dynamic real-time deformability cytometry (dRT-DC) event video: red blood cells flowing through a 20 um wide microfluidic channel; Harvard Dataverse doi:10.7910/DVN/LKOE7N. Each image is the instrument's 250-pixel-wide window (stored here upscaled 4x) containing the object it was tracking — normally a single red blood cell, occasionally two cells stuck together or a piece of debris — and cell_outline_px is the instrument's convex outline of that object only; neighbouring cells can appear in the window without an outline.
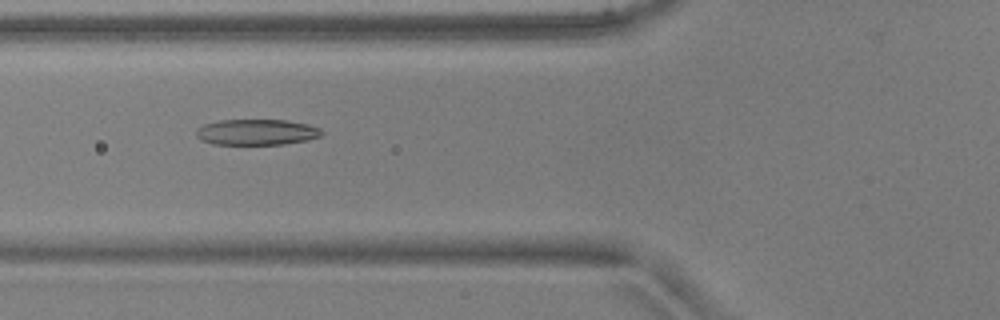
{"species": "common noctule bat (a hibernating species)", "species_latin": "Nyctalus noctula", "temperature_condition": "warm", "stored_images_in_passage": 51, "camera_frame_rate_fps": 3000, "um_per_image_px": 0.085, "animal": {"sex": "male", "body_mass_g": 17.9, "forearm_length_mm": 54.2}, "frame": {"image": 1, "passage_image": 19, "time_ms": 6.0, "image_size_px": [1000, 320], "cell_outline_px": [[324, 132], [320, 136], [308, 140], [284, 144], [212, 144], [200, 140], [196, 136], [196, 128], [204, 124], [220, 120], [288, 120], [308, 124], [320, 128]], "centroid_in_image_um": [21.81, 11.23], "position_along_channel_um": 104.0, "area_um2": 19.02}}
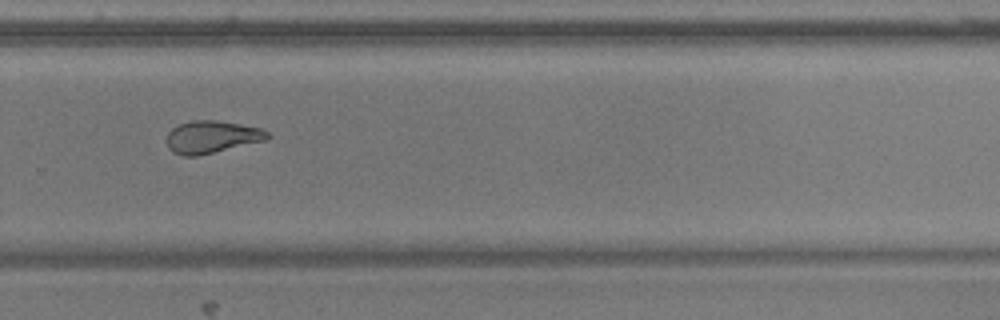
{"frame": {"image": 2, "passage_image": 35, "time_ms": 11.333, "image_size_px": [1000, 320], "cell_outline_px": [[272, 136], [268, 140], [196, 156], [184, 156], [172, 152], [168, 148], [168, 132], [172, 128], [180, 124], [192, 120], [216, 120], [240, 124], [260, 128], [268, 132]], "centroid_in_image_um": [18.03, 11.64], "position_along_channel_um": 311.8, "area_um2": 19.02}}
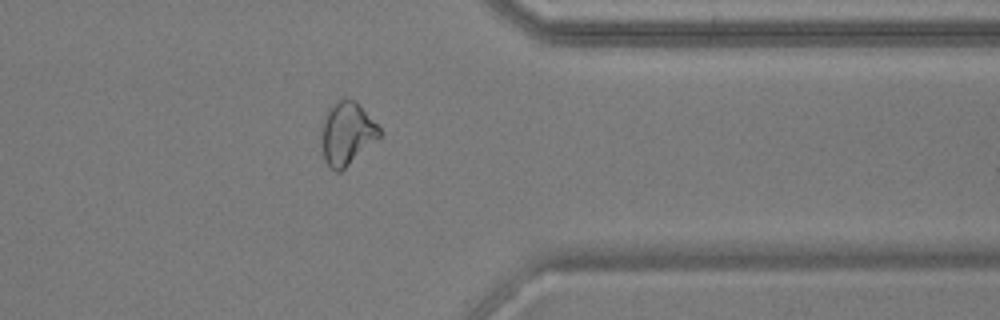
{"frame": {"image": 3, "passage_image": 41, "time_ms": 13.333, "image_size_px": [1000, 320], "cell_outline_px": [[384, 132], [380, 136], [340, 172], [336, 172], [324, 160], [320, 144], [320, 128], [324, 116], [328, 108], [336, 100], [356, 100]], "centroid_in_image_um": [29.45, 11.33], "position_along_channel_um": 382.0, "area_um2": 21.44}, "authors_computed_cell_mechanics": {"area_um2": 20.4612, "velocity_mm_per_s": 3.895, "shape_relaxation_time_tau1_ms": null, "shape_relaxation_time_tau2_ms": 2.3274, "deformation_change_tau1": null, "deformation_change_tau2": 0.0984}}